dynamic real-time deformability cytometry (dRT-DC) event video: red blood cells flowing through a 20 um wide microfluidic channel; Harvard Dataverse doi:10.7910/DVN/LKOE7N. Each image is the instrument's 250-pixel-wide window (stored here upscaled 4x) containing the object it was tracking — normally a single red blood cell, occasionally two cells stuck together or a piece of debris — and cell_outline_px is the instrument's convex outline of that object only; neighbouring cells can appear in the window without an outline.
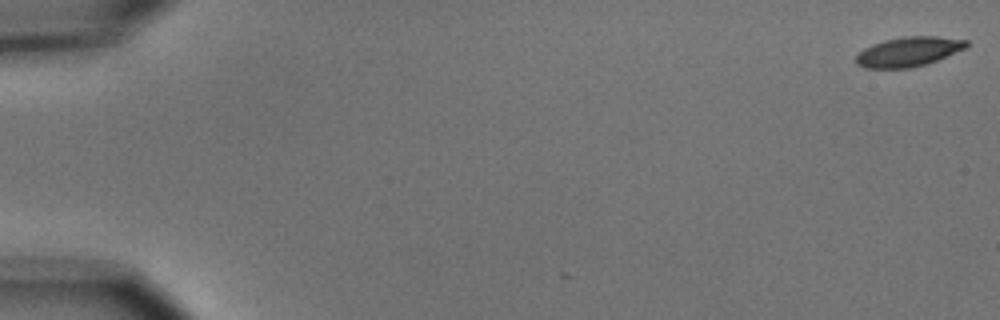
{"species": "common noctule bat (a hibernating species)", "species_latin": "Nyctalus noctula", "temperature_condition": "cold", "stored_images_in_passage": 4, "camera_frame_rate_fps": 3000, "um_per_image_px": 0.085, "animal": {"sex": "male", "body_mass_g": 15.6}, "frame": {"image": 1, "passage_image": 1, "time_ms": 0.0, "image_size_px": [1000, 320], "cell_outline_px": [[968, 48], [936, 60], [912, 68], [864, 68], [856, 64], [856, 56], [864, 48], [872, 44], [884, 40], [904, 36], [936, 36], [968, 40]], "centroid_in_image_um": [77.23, 4.39], "position_along_channel_um": 7.8, "area_um2": 19.07}}